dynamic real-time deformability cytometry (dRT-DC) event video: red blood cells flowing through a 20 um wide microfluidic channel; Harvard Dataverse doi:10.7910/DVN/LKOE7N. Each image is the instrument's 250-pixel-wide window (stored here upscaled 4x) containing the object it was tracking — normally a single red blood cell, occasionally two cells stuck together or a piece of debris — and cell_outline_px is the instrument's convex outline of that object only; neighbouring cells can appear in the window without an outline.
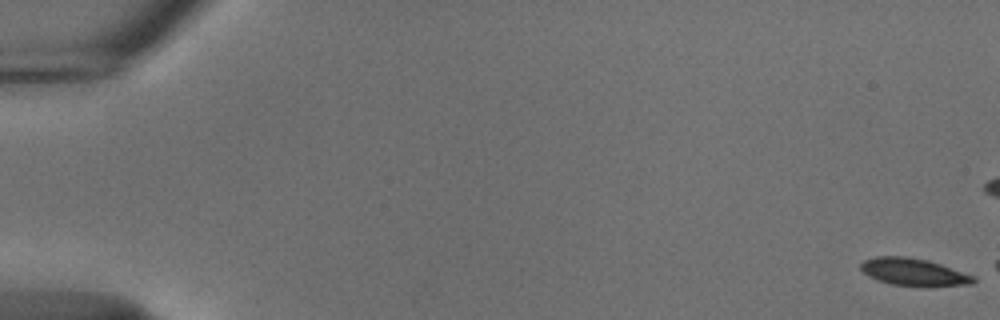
{"species": "common noctule bat (a hibernating species)", "species_latin": "Nyctalus noctula", "temperature_condition": "cold", "stored_images_in_passage": 12, "camera_frame_rate_fps": 3000, "um_per_image_px": 0.085, "animal": {"sex": "male", "body_mass_g": 18.8}, "frame": {"image": 1, "passage_image": 1, "time_ms": 0.0, "image_size_px": [1000, 320], "cell_outline_px": [[976, 280], [972, 284], [892, 284], [876, 280], [868, 276], [860, 268], [860, 264], [864, 260], [876, 256], [904, 256], [928, 260], [940, 264], [972, 276]], "centroid_in_image_um": [77.54, 23.07], "position_along_channel_um": 7.5, "area_um2": 17.05}}